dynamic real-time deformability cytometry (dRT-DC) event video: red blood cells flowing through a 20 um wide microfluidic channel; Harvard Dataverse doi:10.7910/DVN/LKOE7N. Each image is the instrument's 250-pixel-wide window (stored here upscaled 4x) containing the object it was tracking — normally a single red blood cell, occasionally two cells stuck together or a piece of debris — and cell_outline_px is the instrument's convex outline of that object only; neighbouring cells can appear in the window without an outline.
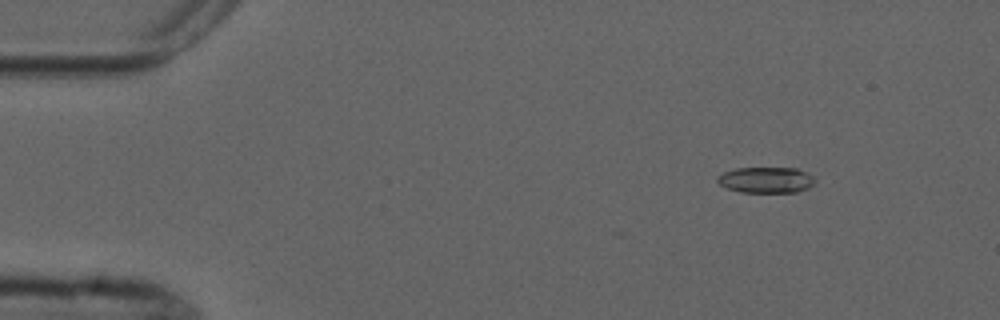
{"species": "common noctule bat (a hibernating species)", "species_latin": "Nyctalus noctula", "temperature_condition": "cold", "stored_images_in_passage": 4, "camera_frame_rate_fps": 3000, "um_per_image_px": 0.085, "animal": {"sex": "male", "forearm_length_mm": 52.5}, "frame": {"image": 1, "passage_image": 2, "time_ms": 1.333, "image_size_px": [1000, 320], "cell_outline_px": [[816, 180], [808, 188], [796, 192], [740, 192], [728, 188], [720, 184], [716, 180], [716, 176], [724, 172], [736, 168], [796, 168], [812, 176]], "centroid_in_image_um": [65.09, 15.29], "position_along_channel_um": 19.9, "area_um2": 14.62}}
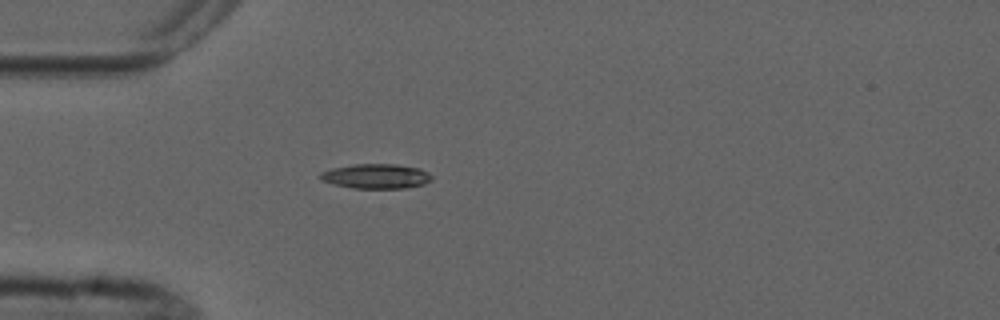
{"frame": {"image": 2, "passage_image": 4, "time_ms": 4.333, "image_size_px": [1000, 320], "cell_outline_px": [[432, 180], [424, 184], [404, 188], [352, 188], [320, 180], [316, 176], [320, 172], [332, 168], [352, 164], [396, 164], [420, 168], [428, 172], [432, 176]], "centroid_in_image_um": [31.95, 14.97], "position_along_channel_um": 53.1, "area_um2": 16.18}}